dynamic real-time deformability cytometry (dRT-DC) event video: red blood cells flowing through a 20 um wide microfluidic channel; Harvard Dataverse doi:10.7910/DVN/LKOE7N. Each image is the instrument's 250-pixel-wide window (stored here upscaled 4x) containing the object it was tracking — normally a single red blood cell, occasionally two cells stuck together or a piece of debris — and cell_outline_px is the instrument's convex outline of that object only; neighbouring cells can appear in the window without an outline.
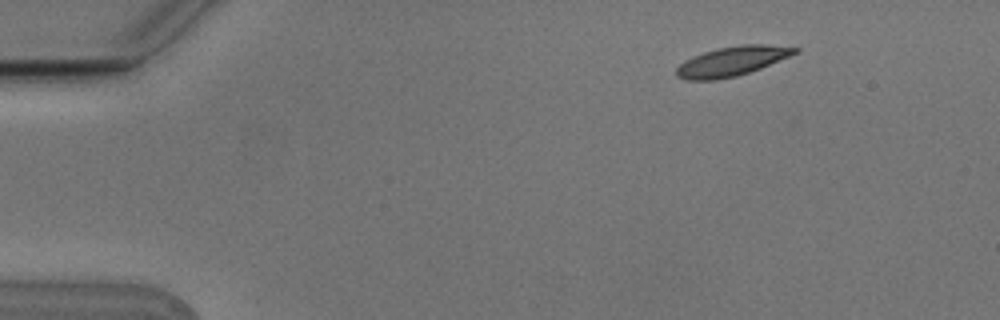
{"species": "Egyptian fruit bat (a non-hibernating species)", "species_latin": "Rousettus aegyptiacus", "temperature_condition": "cold", "stored_images_in_passage": 5, "camera_frame_rate_fps": 3000, "um_per_image_px": 0.085, "animal": {"sex": "male"}, "frame": {"image": 1, "passage_image": 2, "time_ms": 0.333, "image_size_px": [1000, 320], "cell_outline_px": [[800, 52], [760, 68], [736, 76], [716, 80], [688, 80], [676, 76], [676, 68], [684, 60], [692, 56], [716, 48], [740, 44], [764, 44], [800, 48]], "centroid_in_image_um": [62.21, 5.19], "position_along_channel_um": 22.8, "area_um2": 20.4}}